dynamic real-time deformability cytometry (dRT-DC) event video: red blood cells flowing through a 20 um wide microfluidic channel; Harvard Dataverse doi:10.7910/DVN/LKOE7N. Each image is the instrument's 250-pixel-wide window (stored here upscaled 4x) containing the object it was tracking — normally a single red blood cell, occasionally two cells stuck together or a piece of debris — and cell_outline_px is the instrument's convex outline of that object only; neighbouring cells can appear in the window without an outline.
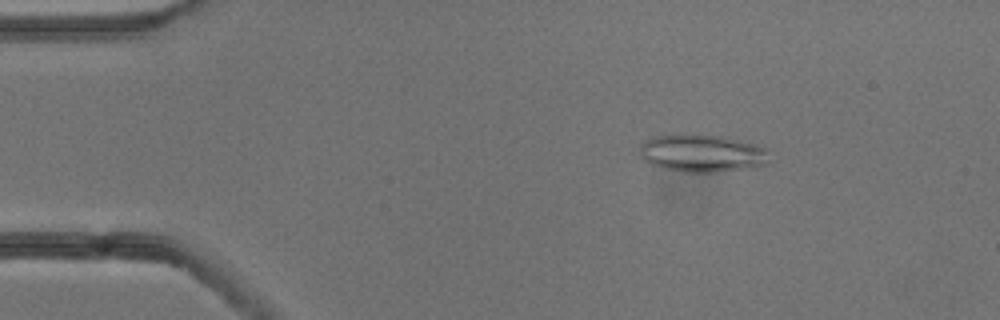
{"species": "common noctule bat (a hibernating species)", "species_latin": "Nyctalus noctula", "temperature_condition": "cold", "stored_images_in_passage": 52, "camera_frame_rate_fps": 3000, "um_per_image_px": 0.085, "animal": {"sex": "male", "body_mass_g": 13.3}, "frame": {"image": 1, "passage_image": 7, "time_ms": 2.0, "image_size_px": [1000, 320], "cell_outline_px": [[768, 164], [748, 168], [712, 172], [684, 172], [660, 168], [644, 160], [640, 156], [640, 144], [644, 140], [656, 136], [680, 132], [684, 132], [720, 136], [752, 144], [764, 148]], "centroid_in_image_um": [59.56, 13.01], "position_along_channel_um": 25.4, "area_um2": 28.5}}
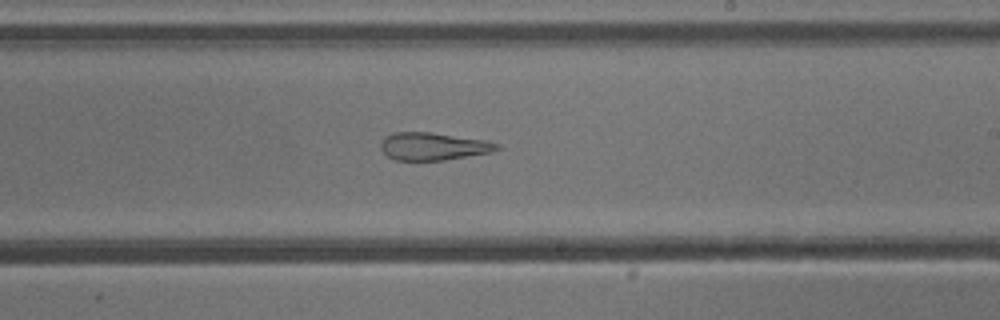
{"frame": {"image": 2, "passage_image": 30, "time_ms": 9.667, "image_size_px": [1000, 320], "cell_outline_px": [[500, 148], [492, 152], [444, 160], [396, 160], [388, 156], [380, 148], [380, 144], [384, 136], [392, 132], [432, 132], [484, 140], [500, 144]], "centroid_in_image_um": [36.8, 12.43], "position_along_channel_um": 252.2, "area_um2": 18.73}}
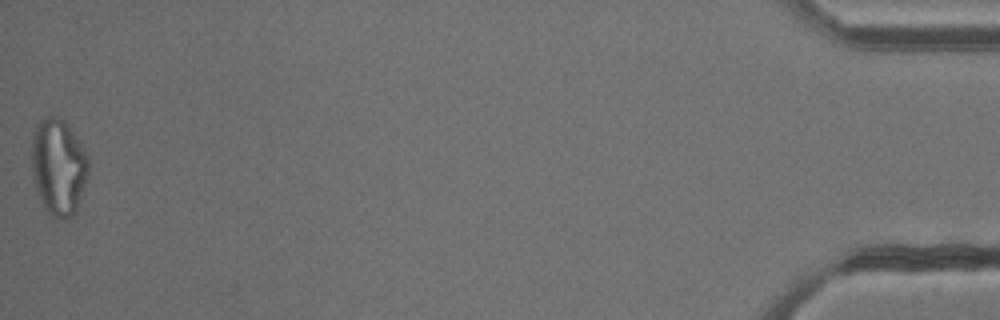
{"frame": {"image": 3, "passage_image": 52, "time_ms": 17.0, "image_size_px": [1000, 320], "cell_outline_px": [[88, 172], [76, 212], [68, 220], [60, 220], [52, 216], [44, 208], [40, 200], [32, 176], [32, 132], [36, 124], [44, 116], [60, 116], [64, 120], [76, 136], [84, 148], [88, 156]], "centroid_in_image_um": [4.95, 14.17], "position_along_channel_um": 430.2, "area_um2": 32.31}, "authors_computed_cell_mechanics": {"area_um2": 26.1834, "velocity_mm_per_s": 3.8347, "shape_relaxation_time_tau1_ms": null, "shape_relaxation_time_tau2_ms": 3.4449, "deformation_change_tau1": null, "deformation_change_tau2": 0.156}}